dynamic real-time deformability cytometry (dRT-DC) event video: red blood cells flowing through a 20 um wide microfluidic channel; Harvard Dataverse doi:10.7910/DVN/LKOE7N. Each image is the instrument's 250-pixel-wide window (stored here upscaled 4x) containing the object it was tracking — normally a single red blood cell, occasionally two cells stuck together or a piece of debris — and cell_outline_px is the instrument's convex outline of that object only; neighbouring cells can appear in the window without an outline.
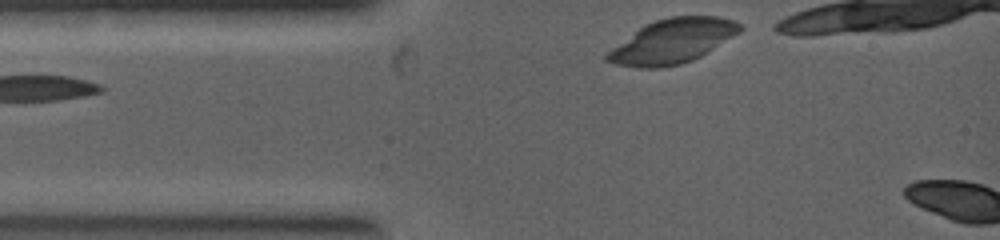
{"species": "common noctule bat (a hibernating species)", "species_latin": "Nyctalus noctula", "temperature_condition": "warm", "stored_images_in_passage": 6, "segment_of_instrument_passage": [2, 2], "camera_frame_rate_fps": 5000, "um_per_image_px": 0.085, "animal": {"sex": "female", "body_mass_g": 19.0, "forearm_length_mm": 53.3}, "frame": {"image": 1, "passage_image": 6, "time_ms": 1.4, "image_size_px": [1000, 240], "cell_outline_px": [[744, 28], [740, 32], [700, 56], [692, 60], [680, 64], [656, 68], [640, 68], [616, 64], [604, 60], [604, 56], [608, 52], [644, 24], [656, 20], [672, 16], [716, 16], [732, 20], [740, 24]], "centroid_in_image_um": [57.16, 3.5], "position_along_channel_um": 27.8, "area_um2": 33.81}}